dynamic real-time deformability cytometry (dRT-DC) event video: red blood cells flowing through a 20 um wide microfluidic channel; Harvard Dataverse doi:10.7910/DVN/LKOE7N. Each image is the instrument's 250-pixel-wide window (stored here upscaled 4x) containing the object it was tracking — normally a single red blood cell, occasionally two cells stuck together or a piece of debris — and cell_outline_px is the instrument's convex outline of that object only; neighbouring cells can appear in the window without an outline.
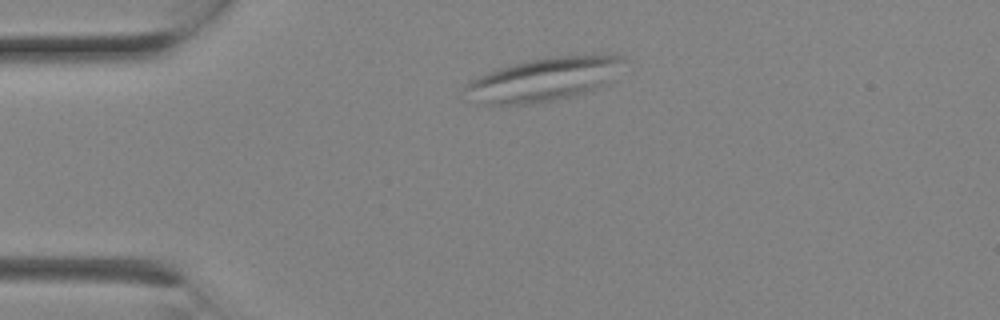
{"species": "Egyptian fruit bat (a non-hibernating species)", "species_latin": "Rousettus aegyptiacus", "temperature_condition": "room temperature", "stored_images_in_passage": 1, "camera_frame_rate_fps": 3000, "um_per_image_px": 0.085, "animal": {"sex": "female"}, "frame": {"image": 1, "passage_image": 1, "time_ms": 0.0, "image_size_px": [1000, 320], "cell_outline_px": [[624, 60], [608, 84], [576, 96], [528, 104], [480, 104], [464, 88], [464, 84], [488, 72], [500, 68], [528, 60], [556, 56], [624, 56]], "centroid_in_image_um": [46.23, 6.76], "position_along_channel_um": 38.8, "area_um2": 39.19}}